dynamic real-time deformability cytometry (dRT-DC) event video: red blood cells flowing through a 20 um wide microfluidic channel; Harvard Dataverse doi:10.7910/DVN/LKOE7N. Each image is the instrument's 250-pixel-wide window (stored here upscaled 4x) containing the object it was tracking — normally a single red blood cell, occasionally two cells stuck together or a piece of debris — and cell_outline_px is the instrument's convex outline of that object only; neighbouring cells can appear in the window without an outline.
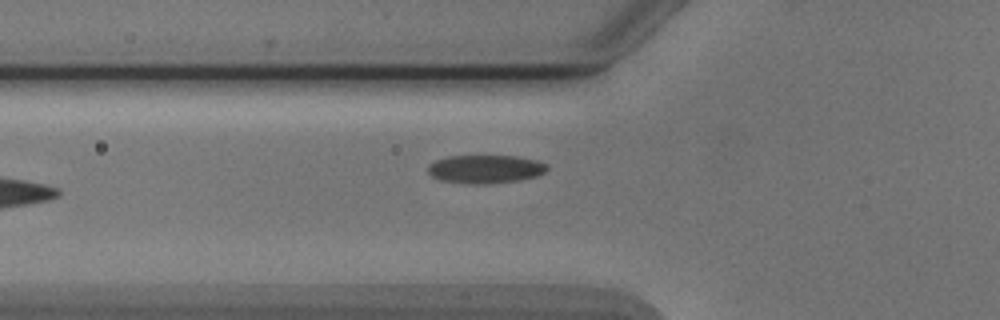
{"species": "Egyptian fruit bat (a non-hibernating species)", "species_latin": "Rousettus aegyptiacus", "temperature_condition": "cold", "stored_images_in_passage": 6, "camera_frame_rate_fps": 3000, "um_per_image_px": 0.085, "animal": {"sex": "male"}, "frame": {"image": 1, "passage_image": 6, "time_ms": 6.0, "image_size_px": [1000, 320], "cell_outline_px": [[548, 168], [544, 172], [536, 176], [520, 180], [488, 184], [468, 184], [440, 180], [432, 176], [428, 172], [428, 164], [436, 160], [448, 156], [516, 156], [536, 160], [548, 164]], "centroid_in_image_um": [41.25, 14.37], "position_along_channel_um": 84.6, "area_um2": 19.77}}